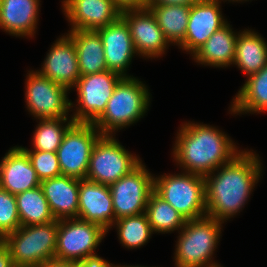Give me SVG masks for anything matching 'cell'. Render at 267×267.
Instances as JSON below:
<instances>
[{
  "mask_svg": "<svg viewBox=\"0 0 267 267\" xmlns=\"http://www.w3.org/2000/svg\"><path fill=\"white\" fill-rule=\"evenodd\" d=\"M20 226L16 196L0 187V240Z\"/></svg>",
  "mask_w": 267,
  "mask_h": 267,
  "instance_id": "4dcf8cb0",
  "label": "cell"
},
{
  "mask_svg": "<svg viewBox=\"0 0 267 267\" xmlns=\"http://www.w3.org/2000/svg\"><path fill=\"white\" fill-rule=\"evenodd\" d=\"M115 267H146V266H141V265H119V264H115ZM153 267V266H152Z\"/></svg>",
  "mask_w": 267,
  "mask_h": 267,
  "instance_id": "74e56055",
  "label": "cell"
},
{
  "mask_svg": "<svg viewBox=\"0 0 267 267\" xmlns=\"http://www.w3.org/2000/svg\"><path fill=\"white\" fill-rule=\"evenodd\" d=\"M66 34L75 44L80 76L108 70L104 46L96 30H69Z\"/></svg>",
  "mask_w": 267,
  "mask_h": 267,
  "instance_id": "603a6c76",
  "label": "cell"
},
{
  "mask_svg": "<svg viewBox=\"0 0 267 267\" xmlns=\"http://www.w3.org/2000/svg\"><path fill=\"white\" fill-rule=\"evenodd\" d=\"M138 77H122L106 110L93 123L102 135H115L118 130L130 127L143 118L150 106L151 93Z\"/></svg>",
  "mask_w": 267,
  "mask_h": 267,
  "instance_id": "3957f363",
  "label": "cell"
},
{
  "mask_svg": "<svg viewBox=\"0 0 267 267\" xmlns=\"http://www.w3.org/2000/svg\"><path fill=\"white\" fill-rule=\"evenodd\" d=\"M253 151L244 149L231 162L204 177L207 216L225 223L248 203L263 176L262 160Z\"/></svg>",
  "mask_w": 267,
  "mask_h": 267,
  "instance_id": "6da1fadb",
  "label": "cell"
},
{
  "mask_svg": "<svg viewBox=\"0 0 267 267\" xmlns=\"http://www.w3.org/2000/svg\"><path fill=\"white\" fill-rule=\"evenodd\" d=\"M30 159L39 180L54 178L62 175L56 152L24 151Z\"/></svg>",
  "mask_w": 267,
  "mask_h": 267,
  "instance_id": "1f68e13d",
  "label": "cell"
},
{
  "mask_svg": "<svg viewBox=\"0 0 267 267\" xmlns=\"http://www.w3.org/2000/svg\"><path fill=\"white\" fill-rule=\"evenodd\" d=\"M61 3L70 30H97L115 22L121 14L112 0H63Z\"/></svg>",
  "mask_w": 267,
  "mask_h": 267,
  "instance_id": "e0dca14e",
  "label": "cell"
},
{
  "mask_svg": "<svg viewBox=\"0 0 267 267\" xmlns=\"http://www.w3.org/2000/svg\"><path fill=\"white\" fill-rule=\"evenodd\" d=\"M53 217L57 220L77 218L79 179L60 175L40 184Z\"/></svg>",
  "mask_w": 267,
  "mask_h": 267,
  "instance_id": "44dd1931",
  "label": "cell"
},
{
  "mask_svg": "<svg viewBox=\"0 0 267 267\" xmlns=\"http://www.w3.org/2000/svg\"><path fill=\"white\" fill-rule=\"evenodd\" d=\"M102 134L93 123L74 122L57 149L62 175L86 179L91 151Z\"/></svg>",
  "mask_w": 267,
  "mask_h": 267,
  "instance_id": "7c38bea8",
  "label": "cell"
},
{
  "mask_svg": "<svg viewBox=\"0 0 267 267\" xmlns=\"http://www.w3.org/2000/svg\"><path fill=\"white\" fill-rule=\"evenodd\" d=\"M104 46V55L107 69L116 72L122 77H132L127 74L135 51L130 30L126 22L119 17L115 22L96 30Z\"/></svg>",
  "mask_w": 267,
  "mask_h": 267,
  "instance_id": "2e32d148",
  "label": "cell"
},
{
  "mask_svg": "<svg viewBox=\"0 0 267 267\" xmlns=\"http://www.w3.org/2000/svg\"><path fill=\"white\" fill-rule=\"evenodd\" d=\"M40 184L27 154L19 146L10 148L0 162V187L16 195Z\"/></svg>",
  "mask_w": 267,
  "mask_h": 267,
  "instance_id": "d6986e66",
  "label": "cell"
},
{
  "mask_svg": "<svg viewBox=\"0 0 267 267\" xmlns=\"http://www.w3.org/2000/svg\"><path fill=\"white\" fill-rule=\"evenodd\" d=\"M226 1H228V2H230V3H231V2H237V3H240V2L242 3V2H243V3H244V2H249V1H251V0H224V2H226Z\"/></svg>",
  "mask_w": 267,
  "mask_h": 267,
  "instance_id": "f35d334b",
  "label": "cell"
},
{
  "mask_svg": "<svg viewBox=\"0 0 267 267\" xmlns=\"http://www.w3.org/2000/svg\"><path fill=\"white\" fill-rule=\"evenodd\" d=\"M154 191L187 221L206 216L205 178L183 172L154 177Z\"/></svg>",
  "mask_w": 267,
  "mask_h": 267,
  "instance_id": "8992f818",
  "label": "cell"
},
{
  "mask_svg": "<svg viewBox=\"0 0 267 267\" xmlns=\"http://www.w3.org/2000/svg\"><path fill=\"white\" fill-rule=\"evenodd\" d=\"M120 17L128 25L138 57L159 58L169 49L171 44L148 8L123 11Z\"/></svg>",
  "mask_w": 267,
  "mask_h": 267,
  "instance_id": "4fadbf2b",
  "label": "cell"
},
{
  "mask_svg": "<svg viewBox=\"0 0 267 267\" xmlns=\"http://www.w3.org/2000/svg\"><path fill=\"white\" fill-rule=\"evenodd\" d=\"M115 7L120 11L146 9L149 0H112Z\"/></svg>",
  "mask_w": 267,
  "mask_h": 267,
  "instance_id": "d6a6232c",
  "label": "cell"
},
{
  "mask_svg": "<svg viewBox=\"0 0 267 267\" xmlns=\"http://www.w3.org/2000/svg\"><path fill=\"white\" fill-rule=\"evenodd\" d=\"M229 107L236 116L267 112V65L246 78Z\"/></svg>",
  "mask_w": 267,
  "mask_h": 267,
  "instance_id": "d4e9b609",
  "label": "cell"
},
{
  "mask_svg": "<svg viewBox=\"0 0 267 267\" xmlns=\"http://www.w3.org/2000/svg\"><path fill=\"white\" fill-rule=\"evenodd\" d=\"M121 78L120 74L109 70L80 76L74 86L77 91V104L71 101L73 120L94 123L106 110L107 102Z\"/></svg>",
  "mask_w": 267,
  "mask_h": 267,
  "instance_id": "ba28073f",
  "label": "cell"
},
{
  "mask_svg": "<svg viewBox=\"0 0 267 267\" xmlns=\"http://www.w3.org/2000/svg\"><path fill=\"white\" fill-rule=\"evenodd\" d=\"M79 219L100 225L107 232L112 229L115 215L108 185L79 179Z\"/></svg>",
  "mask_w": 267,
  "mask_h": 267,
  "instance_id": "ac0fdd59",
  "label": "cell"
},
{
  "mask_svg": "<svg viewBox=\"0 0 267 267\" xmlns=\"http://www.w3.org/2000/svg\"><path fill=\"white\" fill-rule=\"evenodd\" d=\"M58 220L20 226L1 241L8 248L15 267H42L54 259Z\"/></svg>",
  "mask_w": 267,
  "mask_h": 267,
  "instance_id": "5b68a950",
  "label": "cell"
},
{
  "mask_svg": "<svg viewBox=\"0 0 267 267\" xmlns=\"http://www.w3.org/2000/svg\"><path fill=\"white\" fill-rule=\"evenodd\" d=\"M41 69L37 71L71 91L80 78L76 47L65 33L48 50Z\"/></svg>",
  "mask_w": 267,
  "mask_h": 267,
  "instance_id": "9a60e30c",
  "label": "cell"
},
{
  "mask_svg": "<svg viewBox=\"0 0 267 267\" xmlns=\"http://www.w3.org/2000/svg\"><path fill=\"white\" fill-rule=\"evenodd\" d=\"M112 227L117 230L120 244L128 249L141 248L154 234L145 212L120 218L113 223Z\"/></svg>",
  "mask_w": 267,
  "mask_h": 267,
  "instance_id": "f546056e",
  "label": "cell"
},
{
  "mask_svg": "<svg viewBox=\"0 0 267 267\" xmlns=\"http://www.w3.org/2000/svg\"><path fill=\"white\" fill-rule=\"evenodd\" d=\"M173 143V161L183 172L205 177L221 165L231 162L243 149L218 127L185 122Z\"/></svg>",
  "mask_w": 267,
  "mask_h": 267,
  "instance_id": "7a4b0ae2",
  "label": "cell"
},
{
  "mask_svg": "<svg viewBox=\"0 0 267 267\" xmlns=\"http://www.w3.org/2000/svg\"><path fill=\"white\" fill-rule=\"evenodd\" d=\"M145 214L154 233L167 234L180 231L187 221L155 191L148 199Z\"/></svg>",
  "mask_w": 267,
  "mask_h": 267,
  "instance_id": "83f0119b",
  "label": "cell"
},
{
  "mask_svg": "<svg viewBox=\"0 0 267 267\" xmlns=\"http://www.w3.org/2000/svg\"><path fill=\"white\" fill-rule=\"evenodd\" d=\"M107 231L100 225L79 218L58 220L54 259L79 262L96 255Z\"/></svg>",
  "mask_w": 267,
  "mask_h": 267,
  "instance_id": "9c48e42d",
  "label": "cell"
},
{
  "mask_svg": "<svg viewBox=\"0 0 267 267\" xmlns=\"http://www.w3.org/2000/svg\"><path fill=\"white\" fill-rule=\"evenodd\" d=\"M74 267H115V264L106 261V259L96 254L87 257L83 261L74 262Z\"/></svg>",
  "mask_w": 267,
  "mask_h": 267,
  "instance_id": "836d02e7",
  "label": "cell"
},
{
  "mask_svg": "<svg viewBox=\"0 0 267 267\" xmlns=\"http://www.w3.org/2000/svg\"><path fill=\"white\" fill-rule=\"evenodd\" d=\"M72 117L39 119L32 137V149L19 146L23 151L57 152L68 128L74 123Z\"/></svg>",
  "mask_w": 267,
  "mask_h": 267,
  "instance_id": "f1b7e54d",
  "label": "cell"
},
{
  "mask_svg": "<svg viewBox=\"0 0 267 267\" xmlns=\"http://www.w3.org/2000/svg\"><path fill=\"white\" fill-rule=\"evenodd\" d=\"M25 102L30 115L37 119L71 117L69 90L40 74L29 70L25 79ZM70 115V116H69Z\"/></svg>",
  "mask_w": 267,
  "mask_h": 267,
  "instance_id": "30bf717a",
  "label": "cell"
},
{
  "mask_svg": "<svg viewBox=\"0 0 267 267\" xmlns=\"http://www.w3.org/2000/svg\"><path fill=\"white\" fill-rule=\"evenodd\" d=\"M21 226L46 224L54 221L41 186L15 195Z\"/></svg>",
  "mask_w": 267,
  "mask_h": 267,
  "instance_id": "4316f807",
  "label": "cell"
},
{
  "mask_svg": "<svg viewBox=\"0 0 267 267\" xmlns=\"http://www.w3.org/2000/svg\"><path fill=\"white\" fill-rule=\"evenodd\" d=\"M40 2V0H1L0 29L16 38H33L39 21Z\"/></svg>",
  "mask_w": 267,
  "mask_h": 267,
  "instance_id": "ffe728a7",
  "label": "cell"
},
{
  "mask_svg": "<svg viewBox=\"0 0 267 267\" xmlns=\"http://www.w3.org/2000/svg\"><path fill=\"white\" fill-rule=\"evenodd\" d=\"M198 0H149L148 5H183L192 6Z\"/></svg>",
  "mask_w": 267,
  "mask_h": 267,
  "instance_id": "d590c367",
  "label": "cell"
},
{
  "mask_svg": "<svg viewBox=\"0 0 267 267\" xmlns=\"http://www.w3.org/2000/svg\"><path fill=\"white\" fill-rule=\"evenodd\" d=\"M42 267H74V262L52 259L45 263Z\"/></svg>",
  "mask_w": 267,
  "mask_h": 267,
  "instance_id": "8d00e7d4",
  "label": "cell"
},
{
  "mask_svg": "<svg viewBox=\"0 0 267 267\" xmlns=\"http://www.w3.org/2000/svg\"><path fill=\"white\" fill-rule=\"evenodd\" d=\"M224 222L204 216L188 220L178 232L173 261L175 267H215L214 255Z\"/></svg>",
  "mask_w": 267,
  "mask_h": 267,
  "instance_id": "277c9868",
  "label": "cell"
},
{
  "mask_svg": "<svg viewBox=\"0 0 267 267\" xmlns=\"http://www.w3.org/2000/svg\"><path fill=\"white\" fill-rule=\"evenodd\" d=\"M116 135H101L91 151L86 179L111 185L141 162L139 155L126 150Z\"/></svg>",
  "mask_w": 267,
  "mask_h": 267,
  "instance_id": "52a82bcc",
  "label": "cell"
},
{
  "mask_svg": "<svg viewBox=\"0 0 267 267\" xmlns=\"http://www.w3.org/2000/svg\"><path fill=\"white\" fill-rule=\"evenodd\" d=\"M0 267H15L10 252L0 240Z\"/></svg>",
  "mask_w": 267,
  "mask_h": 267,
  "instance_id": "e575fe53",
  "label": "cell"
},
{
  "mask_svg": "<svg viewBox=\"0 0 267 267\" xmlns=\"http://www.w3.org/2000/svg\"><path fill=\"white\" fill-rule=\"evenodd\" d=\"M224 0H198L190 6L184 41L178 48L193 55L218 29L228 21L222 14Z\"/></svg>",
  "mask_w": 267,
  "mask_h": 267,
  "instance_id": "5bb4252c",
  "label": "cell"
},
{
  "mask_svg": "<svg viewBox=\"0 0 267 267\" xmlns=\"http://www.w3.org/2000/svg\"><path fill=\"white\" fill-rule=\"evenodd\" d=\"M233 65H236L247 77L258 73L265 67L267 65V42L263 36L249 28L240 30Z\"/></svg>",
  "mask_w": 267,
  "mask_h": 267,
  "instance_id": "cb8c5ba5",
  "label": "cell"
},
{
  "mask_svg": "<svg viewBox=\"0 0 267 267\" xmlns=\"http://www.w3.org/2000/svg\"><path fill=\"white\" fill-rule=\"evenodd\" d=\"M154 177L142 161L130 173L109 185L115 221L145 212L154 191Z\"/></svg>",
  "mask_w": 267,
  "mask_h": 267,
  "instance_id": "8fae6325",
  "label": "cell"
},
{
  "mask_svg": "<svg viewBox=\"0 0 267 267\" xmlns=\"http://www.w3.org/2000/svg\"><path fill=\"white\" fill-rule=\"evenodd\" d=\"M170 44L179 46L185 38L190 6L148 5Z\"/></svg>",
  "mask_w": 267,
  "mask_h": 267,
  "instance_id": "484cf974",
  "label": "cell"
},
{
  "mask_svg": "<svg viewBox=\"0 0 267 267\" xmlns=\"http://www.w3.org/2000/svg\"><path fill=\"white\" fill-rule=\"evenodd\" d=\"M238 32L230 23L216 30L209 39L192 55L199 65L223 68L233 65Z\"/></svg>",
  "mask_w": 267,
  "mask_h": 267,
  "instance_id": "7402d4cb",
  "label": "cell"
}]
</instances>
